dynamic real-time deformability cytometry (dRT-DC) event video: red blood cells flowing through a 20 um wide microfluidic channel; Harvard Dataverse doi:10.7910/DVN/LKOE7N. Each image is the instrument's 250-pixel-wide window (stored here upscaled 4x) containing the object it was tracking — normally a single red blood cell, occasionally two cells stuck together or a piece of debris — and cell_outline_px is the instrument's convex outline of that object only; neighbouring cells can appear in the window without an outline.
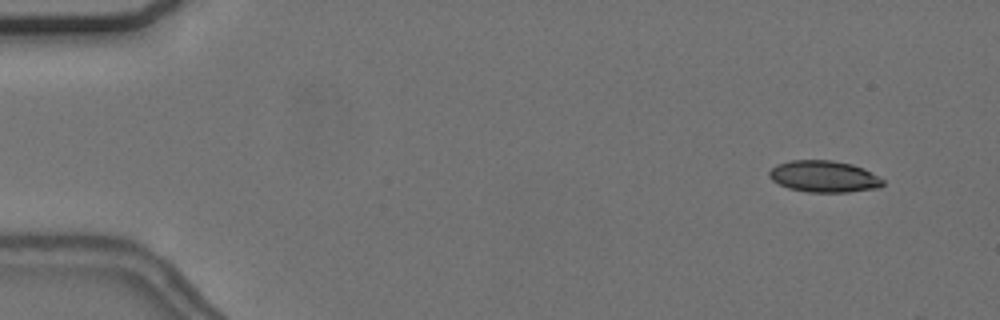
{"species": "common noctule bat (a hibernating species)", "species_latin": "Nyctalus noctula", "temperature_condition": "cold", "stored_images_in_passage": 11, "camera_frame_rate_fps": 3000, "um_per_image_px": 0.085, "animal": {"sex": "female", "body_mass_g": 24.6, "forearm_length_mm": 56.2}, "frame": {"image": 1, "passage_image": 5, "time_ms": 1.333, "image_size_px": [1000, 320], "cell_outline_px": [[884, 184], [880, 188], [848, 192], [808, 192], [788, 188], [772, 180], [768, 176], [768, 172], [776, 164], [792, 160], [832, 160], [852, 164], [864, 168], [884, 180]], "centroid_in_image_um": [70.04, 15.0], "position_along_channel_um": 15.0, "area_um2": 21.04}}